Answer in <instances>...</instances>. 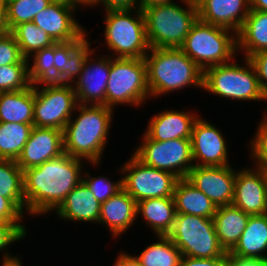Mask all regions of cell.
Returning <instances> with one entry per match:
<instances>
[{"mask_svg":"<svg viewBox=\"0 0 267 266\" xmlns=\"http://www.w3.org/2000/svg\"><path fill=\"white\" fill-rule=\"evenodd\" d=\"M85 162L64 152L37 167L24 170L25 215L37 218L52 214L82 181L88 164Z\"/></svg>","mask_w":267,"mask_h":266,"instance_id":"obj_1","label":"cell"},{"mask_svg":"<svg viewBox=\"0 0 267 266\" xmlns=\"http://www.w3.org/2000/svg\"><path fill=\"white\" fill-rule=\"evenodd\" d=\"M105 105H80L63 129V149L68 155L101 168L116 113ZM103 158V159H102ZM102 159V160H101ZM102 162V163H101ZM98 167V168H97Z\"/></svg>","mask_w":267,"mask_h":266,"instance_id":"obj_2","label":"cell"},{"mask_svg":"<svg viewBox=\"0 0 267 266\" xmlns=\"http://www.w3.org/2000/svg\"><path fill=\"white\" fill-rule=\"evenodd\" d=\"M144 59L151 101L190 87L203 90V71L180 48H150Z\"/></svg>","mask_w":267,"mask_h":266,"instance_id":"obj_3","label":"cell"},{"mask_svg":"<svg viewBox=\"0 0 267 266\" xmlns=\"http://www.w3.org/2000/svg\"><path fill=\"white\" fill-rule=\"evenodd\" d=\"M103 12L105 15H103L102 22L105 27H103L104 32L100 34L104 36V41L102 43L101 38L92 39L94 43L98 41V44L101 41V45H94V48L99 51L101 46L108 51L106 55L113 58H144L150 47L146 37L142 9L106 10Z\"/></svg>","mask_w":267,"mask_h":266,"instance_id":"obj_4","label":"cell"},{"mask_svg":"<svg viewBox=\"0 0 267 266\" xmlns=\"http://www.w3.org/2000/svg\"><path fill=\"white\" fill-rule=\"evenodd\" d=\"M142 12L150 48H180L199 19L197 5L188 0L144 7Z\"/></svg>","mask_w":267,"mask_h":266,"instance_id":"obj_5","label":"cell"},{"mask_svg":"<svg viewBox=\"0 0 267 266\" xmlns=\"http://www.w3.org/2000/svg\"><path fill=\"white\" fill-rule=\"evenodd\" d=\"M238 57L229 63L205 69L202 91L227 102L233 100L235 103L237 101L249 104L260 101L266 103L253 64L248 58L241 57L238 60Z\"/></svg>","mask_w":267,"mask_h":266,"instance_id":"obj_6","label":"cell"},{"mask_svg":"<svg viewBox=\"0 0 267 266\" xmlns=\"http://www.w3.org/2000/svg\"><path fill=\"white\" fill-rule=\"evenodd\" d=\"M147 66L144 58H113L106 87V106L144 108L150 101ZM144 105V106H143Z\"/></svg>","mask_w":267,"mask_h":266,"instance_id":"obj_7","label":"cell"},{"mask_svg":"<svg viewBox=\"0 0 267 266\" xmlns=\"http://www.w3.org/2000/svg\"><path fill=\"white\" fill-rule=\"evenodd\" d=\"M180 49L202 71L211 66L229 63L238 56L236 34L233 31L199 19L192 26Z\"/></svg>","mask_w":267,"mask_h":266,"instance_id":"obj_8","label":"cell"},{"mask_svg":"<svg viewBox=\"0 0 267 266\" xmlns=\"http://www.w3.org/2000/svg\"><path fill=\"white\" fill-rule=\"evenodd\" d=\"M167 236L184 256L226 257L215 232L213 219L176 213L173 227Z\"/></svg>","mask_w":267,"mask_h":266,"instance_id":"obj_9","label":"cell"},{"mask_svg":"<svg viewBox=\"0 0 267 266\" xmlns=\"http://www.w3.org/2000/svg\"><path fill=\"white\" fill-rule=\"evenodd\" d=\"M132 153L145 165L168 171L179 179L187 178L194 167L191 138L154 141L145 133Z\"/></svg>","mask_w":267,"mask_h":266,"instance_id":"obj_10","label":"cell"},{"mask_svg":"<svg viewBox=\"0 0 267 266\" xmlns=\"http://www.w3.org/2000/svg\"><path fill=\"white\" fill-rule=\"evenodd\" d=\"M123 189L136 201L173 197L179 178L168 171L145 165L133 153L120 165Z\"/></svg>","mask_w":267,"mask_h":266,"instance_id":"obj_11","label":"cell"},{"mask_svg":"<svg viewBox=\"0 0 267 266\" xmlns=\"http://www.w3.org/2000/svg\"><path fill=\"white\" fill-rule=\"evenodd\" d=\"M34 126L63 131L78 105L71 84L43 82L34 85Z\"/></svg>","mask_w":267,"mask_h":266,"instance_id":"obj_12","label":"cell"},{"mask_svg":"<svg viewBox=\"0 0 267 266\" xmlns=\"http://www.w3.org/2000/svg\"><path fill=\"white\" fill-rule=\"evenodd\" d=\"M82 9L84 6L81 3L52 2L36 14L33 22L46 31L55 43L85 40L90 33L76 17Z\"/></svg>","mask_w":267,"mask_h":266,"instance_id":"obj_13","label":"cell"},{"mask_svg":"<svg viewBox=\"0 0 267 266\" xmlns=\"http://www.w3.org/2000/svg\"><path fill=\"white\" fill-rule=\"evenodd\" d=\"M200 114L193 124L191 148L194 166L231 165L228 145L223 129Z\"/></svg>","mask_w":267,"mask_h":266,"instance_id":"obj_14","label":"cell"},{"mask_svg":"<svg viewBox=\"0 0 267 266\" xmlns=\"http://www.w3.org/2000/svg\"><path fill=\"white\" fill-rule=\"evenodd\" d=\"M94 49L86 58L80 75L72 87L80 105H105L111 57Z\"/></svg>","mask_w":267,"mask_h":266,"instance_id":"obj_15","label":"cell"},{"mask_svg":"<svg viewBox=\"0 0 267 266\" xmlns=\"http://www.w3.org/2000/svg\"><path fill=\"white\" fill-rule=\"evenodd\" d=\"M239 168L232 205L249 215L267 214V174L253 164Z\"/></svg>","mask_w":267,"mask_h":266,"instance_id":"obj_16","label":"cell"},{"mask_svg":"<svg viewBox=\"0 0 267 266\" xmlns=\"http://www.w3.org/2000/svg\"><path fill=\"white\" fill-rule=\"evenodd\" d=\"M234 167L233 163L226 166H194L186 179L216 207L232 205L236 177Z\"/></svg>","mask_w":267,"mask_h":266,"instance_id":"obj_17","label":"cell"},{"mask_svg":"<svg viewBox=\"0 0 267 266\" xmlns=\"http://www.w3.org/2000/svg\"><path fill=\"white\" fill-rule=\"evenodd\" d=\"M166 109V110H164ZM152 114L148 119L147 126L143 132L154 141H168L179 138H191L193 124L199 117L196 110H184L179 108L170 110L168 108Z\"/></svg>","mask_w":267,"mask_h":266,"instance_id":"obj_18","label":"cell"},{"mask_svg":"<svg viewBox=\"0 0 267 266\" xmlns=\"http://www.w3.org/2000/svg\"><path fill=\"white\" fill-rule=\"evenodd\" d=\"M63 153L62 130L34 126L16 163L24 171L37 167Z\"/></svg>","mask_w":267,"mask_h":266,"instance_id":"obj_19","label":"cell"},{"mask_svg":"<svg viewBox=\"0 0 267 266\" xmlns=\"http://www.w3.org/2000/svg\"><path fill=\"white\" fill-rule=\"evenodd\" d=\"M136 223L137 202L124 189L101 203L98 224L108 230L115 243Z\"/></svg>","mask_w":267,"mask_h":266,"instance_id":"obj_20","label":"cell"},{"mask_svg":"<svg viewBox=\"0 0 267 266\" xmlns=\"http://www.w3.org/2000/svg\"><path fill=\"white\" fill-rule=\"evenodd\" d=\"M89 36L85 40H72L54 44V82L73 84L80 75L87 56L95 49Z\"/></svg>","mask_w":267,"mask_h":266,"instance_id":"obj_21","label":"cell"},{"mask_svg":"<svg viewBox=\"0 0 267 266\" xmlns=\"http://www.w3.org/2000/svg\"><path fill=\"white\" fill-rule=\"evenodd\" d=\"M249 0H201L197 4L200 21L224 27L235 34L249 14Z\"/></svg>","mask_w":267,"mask_h":266,"instance_id":"obj_22","label":"cell"},{"mask_svg":"<svg viewBox=\"0 0 267 266\" xmlns=\"http://www.w3.org/2000/svg\"><path fill=\"white\" fill-rule=\"evenodd\" d=\"M101 203L95 198L86 184L81 181L52 213L55 217L67 222H77L98 226Z\"/></svg>","mask_w":267,"mask_h":266,"instance_id":"obj_23","label":"cell"},{"mask_svg":"<svg viewBox=\"0 0 267 266\" xmlns=\"http://www.w3.org/2000/svg\"><path fill=\"white\" fill-rule=\"evenodd\" d=\"M176 207L174 197L150 198L137 202V220L151 229L152 235H167L174 223Z\"/></svg>","mask_w":267,"mask_h":266,"instance_id":"obj_24","label":"cell"},{"mask_svg":"<svg viewBox=\"0 0 267 266\" xmlns=\"http://www.w3.org/2000/svg\"><path fill=\"white\" fill-rule=\"evenodd\" d=\"M236 40L237 55L244 58L267 50V12L250 9Z\"/></svg>","mask_w":267,"mask_h":266,"instance_id":"obj_25","label":"cell"},{"mask_svg":"<svg viewBox=\"0 0 267 266\" xmlns=\"http://www.w3.org/2000/svg\"><path fill=\"white\" fill-rule=\"evenodd\" d=\"M249 214L233 205L218 206L213 222L219 243L225 252L231 251L248 223Z\"/></svg>","mask_w":267,"mask_h":266,"instance_id":"obj_26","label":"cell"},{"mask_svg":"<svg viewBox=\"0 0 267 266\" xmlns=\"http://www.w3.org/2000/svg\"><path fill=\"white\" fill-rule=\"evenodd\" d=\"M34 85L19 91L0 92V122L34 124Z\"/></svg>","mask_w":267,"mask_h":266,"instance_id":"obj_27","label":"cell"},{"mask_svg":"<svg viewBox=\"0 0 267 266\" xmlns=\"http://www.w3.org/2000/svg\"><path fill=\"white\" fill-rule=\"evenodd\" d=\"M230 252L267 259V214L250 215L245 230Z\"/></svg>","mask_w":267,"mask_h":266,"instance_id":"obj_28","label":"cell"},{"mask_svg":"<svg viewBox=\"0 0 267 266\" xmlns=\"http://www.w3.org/2000/svg\"><path fill=\"white\" fill-rule=\"evenodd\" d=\"M176 213L195 215L212 219L216 206L186 178L179 179L174 189Z\"/></svg>","mask_w":267,"mask_h":266,"instance_id":"obj_29","label":"cell"},{"mask_svg":"<svg viewBox=\"0 0 267 266\" xmlns=\"http://www.w3.org/2000/svg\"><path fill=\"white\" fill-rule=\"evenodd\" d=\"M157 237L151 244H147L139 254L133 253L142 266H180L181 251L167 236Z\"/></svg>","mask_w":267,"mask_h":266,"instance_id":"obj_30","label":"cell"},{"mask_svg":"<svg viewBox=\"0 0 267 266\" xmlns=\"http://www.w3.org/2000/svg\"><path fill=\"white\" fill-rule=\"evenodd\" d=\"M0 195L9 198L25 214L23 170L15 160L0 159Z\"/></svg>","mask_w":267,"mask_h":266,"instance_id":"obj_31","label":"cell"},{"mask_svg":"<svg viewBox=\"0 0 267 266\" xmlns=\"http://www.w3.org/2000/svg\"><path fill=\"white\" fill-rule=\"evenodd\" d=\"M34 124L0 122V159L17 160Z\"/></svg>","mask_w":267,"mask_h":266,"instance_id":"obj_32","label":"cell"},{"mask_svg":"<svg viewBox=\"0 0 267 266\" xmlns=\"http://www.w3.org/2000/svg\"><path fill=\"white\" fill-rule=\"evenodd\" d=\"M10 32L14 35L25 59L33 53L55 44L47 32L36 26L33 21L20 23Z\"/></svg>","mask_w":267,"mask_h":266,"instance_id":"obj_33","label":"cell"},{"mask_svg":"<svg viewBox=\"0 0 267 266\" xmlns=\"http://www.w3.org/2000/svg\"><path fill=\"white\" fill-rule=\"evenodd\" d=\"M27 68L31 85L54 82V44L29 56Z\"/></svg>","mask_w":267,"mask_h":266,"instance_id":"obj_34","label":"cell"},{"mask_svg":"<svg viewBox=\"0 0 267 266\" xmlns=\"http://www.w3.org/2000/svg\"><path fill=\"white\" fill-rule=\"evenodd\" d=\"M88 165L85 166L82 181L86 184L89 190L94 194L95 198L100 202L107 201L111 196L118 193L121 189H123L122 184V172L120 170V166L114 168L115 172L120 173L121 176L118 179H113L111 175H92L90 170L87 168ZM87 169V170H86ZM89 170V172H88Z\"/></svg>","mask_w":267,"mask_h":266,"instance_id":"obj_35","label":"cell"},{"mask_svg":"<svg viewBox=\"0 0 267 266\" xmlns=\"http://www.w3.org/2000/svg\"><path fill=\"white\" fill-rule=\"evenodd\" d=\"M50 0H7V23L11 31L23 22H32L40 11L48 7Z\"/></svg>","mask_w":267,"mask_h":266,"instance_id":"obj_36","label":"cell"},{"mask_svg":"<svg viewBox=\"0 0 267 266\" xmlns=\"http://www.w3.org/2000/svg\"><path fill=\"white\" fill-rule=\"evenodd\" d=\"M263 113L261 118L256 123L254 135L249 138L248 145L246 146L249 150V162L253 165L261 168L267 174V106L262 109Z\"/></svg>","mask_w":267,"mask_h":266,"instance_id":"obj_37","label":"cell"},{"mask_svg":"<svg viewBox=\"0 0 267 266\" xmlns=\"http://www.w3.org/2000/svg\"><path fill=\"white\" fill-rule=\"evenodd\" d=\"M29 231L25 223L0 222V263L9 262L20 257L19 254L11 252L12 245L14 243L16 245V242L25 241L28 238L26 236H28L27 232Z\"/></svg>","mask_w":267,"mask_h":266,"instance_id":"obj_38","label":"cell"},{"mask_svg":"<svg viewBox=\"0 0 267 266\" xmlns=\"http://www.w3.org/2000/svg\"><path fill=\"white\" fill-rule=\"evenodd\" d=\"M30 85L27 63L0 66V92L24 90Z\"/></svg>","mask_w":267,"mask_h":266,"instance_id":"obj_39","label":"cell"},{"mask_svg":"<svg viewBox=\"0 0 267 266\" xmlns=\"http://www.w3.org/2000/svg\"><path fill=\"white\" fill-rule=\"evenodd\" d=\"M17 63H27V59L23 57L14 35L9 32L0 37V66Z\"/></svg>","mask_w":267,"mask_h":266,"instance_id":"obj_40","label":"cell"},{"mask_svg":"<svg viewBox=\"0 0 267 266\" xmlns=\"http://www.w3.org/2000/svg\"><path fill=\"white\" fill-rule=\"evenodd\" d=\"M248 59L255 68L261 92L267 102V50L257 52Z\"/></svg>","mask_w":267,"mask_h":266,"instance_id":"obj_41","label":"cell"},{"mask_svg":"<svg viewBox=\"0 0 267 266\" xmlns=\"http://www.w3.org/2000/svg\"><path fill=\"white\" fill-rule=\"evenodd\" d=\"M26 215L7 197L0 195V222L24 223Z\"/></svg>","mask_w":267,"mask_h":266,"instance_id":"obj_42","label":"cell"},{"mask_svg":"<svg viewBox=\"0 0 267 266\" xmlns=\"http://www.w3.org/2000/svg\"><path fill=\"white\" fill-rule=\"evenodd\" d=\"M95 7V8H94ZM103 8L106 10H122L139 8L138 0H89L84 6V9Z\"/></svg>","mask_w":267,"mask_h":266,"instance_id":"obj_43","label":"cell"},{"mask_svg":"<svg viewBox=\"0 0 267 266\" xmlns=\"http://www.w3.org/2000/svg\"><path fill=\"white\" fill-rule=\"evenodd\" d=\"M180 266H226V257L195 258L182 255Z\"/></svg>","mask_w":267,"mask_h":266,"instance_id":"obj_44","label":"cell"},{"mask_svg":"<svg viewBox=\"0 0 267 266\" xmlns=\"http://www.w3.org/2000/svg\"><path fill=\"white\" fill-rule=\"evenodd\" d=\"M267 259L250 256H239L226 252V266H261Z\"/></svg>","mask_w":267,"mask_h":266,"instance_id":"obj_45","label":"cell"},{"mask_svg":"<svg viewBox=\"0 0 267 266\" xmlns=\"http://www.w3.org/2000/svg\"><path fill=\"white\" fill-rule=\"evenodd\" d=\"M119 253L116 254L117 257L114 259V262L112 266H142L139 262V260L134 256V254H130V252H126L127 250L125 249L124 251L118 250Z\"/></svg>","mask_w":267,"mask_h":266,"instance_id":"obj_46","label":"cell"},{"mask_svg":"<svg viewBox=\"0 0 267 266\" xmlns=\"http://www.w3.org/2000/svg\"><path fill=\"white\" fill-rule=\"evenodd\" d=\"M9 26L7 23V13L6 11H0V37L9 33Z\"/></svg>","mask_w":267,"mask_h":266,"instance_id":"obj_47","label":"cell"},{"mask_svg":"<svg viewBox=\"0 0 267 266\" xmlns=\"http://www.w3.org/2000/svg\"><path fill=\"white\" fill-rule=\"evenodd\" d=\"M251 10L267 12V0H249Z\"/></svg>","mask_w":267,"mask_h":266,"instance_id":"obj_48","label":"cell"},{"mask_svg":"<svg viewBox=\"0 0 267 266\" xmlns=\"http://www.w3.org/2000/svg\"><path fill=\"white\" fill-rule=\"evenodd\" d=\"M139 1V8L149 7L152 5H158V4H168L172 3L176 0H138Z\"/></svg>","mask_w":267,"mask_h":266,"instance_id":"obj_49","label":"cell"},{"mask_svg":"<svg viewBox=\"0 0 267 266\" xmlns=\"http://www.w3.org/2000/svg\"><path fill=\"white\" fill-rule=\"evenodd\" d=\"M22 259V255L20 254V257L15 259V260H12V261H9V262H2L0 263V266H24V259Z\"/></svg>","mask_w":267,"mask_h":266,"instance_id":"obj_50","label":"cell"},{"mask_svg":"<svg viewBox=\"0 0 267 266\" xmlns=\"http://www.w3.org/2000/svg\"><path fill=\"white\" fill-rule=\"evenodd\" d=\"M7 0H0V11H6Z\"/></svg>","mask_w":267,"mask_h":266,"instance_id":"obj_51","label":"cell"},{"mask_svg":"<svg viewBox=\"0 0 267 266\" xmlns=\"http://www.w3.org/2000/svg\"><path fill=\"white\" fill-rule=\"evenodd\" d=\"M51 2L80 3L76 0H50Z\"/></svg>","mask_w":267,"mask_h":266,"instance_id":"obj_52","label":"cell"},{"mask_svg":"<svg viewBox=\"0 0 267 266\" xmlns=\"http://www.w3.org/2000/svg\"><path fill=\"white\" fill-rule=\"evenodd\" d=\"M76 1L80 2L83 6H85L89 0H76Z\"/></svg>","mask_w":267,"mask_h":266,"instance_id":"obj_53","label":"cell"},{"mask_svg":"<svg viewBox=\"0 0 267 266\" xmlns=\"http://www.w3.org/2000/svg\"><path fill=\"white\" fill-rule=\"evenodd\" d=\"M189 2H191L192 4L197 5L201 0H188Z\"/></svg>","mask_w":267,"mask_h":266,"instance_id":"obj_54","label":"cell"},{"mask_svg":"<svg viewBox=\"0 0 267 266\" xmlns=\"http://www.w3.org/2000/svg\"><path fill=\"white\" fill-rule=\"evenodd\" d=\"M261 266H267V260Z\"/></svg>","mask_w":267,"mask_h":266,"instance_id":"obj_55","label":"cell"}]
</instances>
